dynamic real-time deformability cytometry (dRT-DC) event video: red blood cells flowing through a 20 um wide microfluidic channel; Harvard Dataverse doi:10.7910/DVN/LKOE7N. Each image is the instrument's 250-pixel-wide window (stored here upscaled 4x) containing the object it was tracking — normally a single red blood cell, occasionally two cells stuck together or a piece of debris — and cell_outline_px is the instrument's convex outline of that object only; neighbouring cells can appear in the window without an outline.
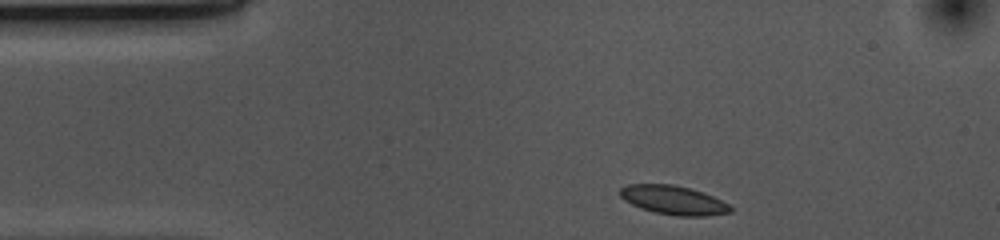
{"species": "common noctule bat (a hibernating species)", "species_latin": "Nyctalus noctula", "temperature_condition": "cold", "stored_images_in_passage": 35, "camera_frame_rate_fps": 3000, "um_per_image_px": 0.085, "animal": {"sex": "female", "body_mass_g": 10.0, "forearm_length_mm": 53.1}, "frame": {"image": 1, "passage_image": 1, "time_ms": 0.0, "image_size_px": [1000, 240], "cell_outline_px": [[732, 212], [704, 216], [676, 216], [656, 212], [632, 204], [624, 200], [620, 196], [620, 188], [628, 184], [672, 184], [704, 192], [728, 204], [732, 208]], "centroid_in_image_um": [57.25, 17.0], "position_along_channel_um": 27.8, "area_um2": 18.38}}
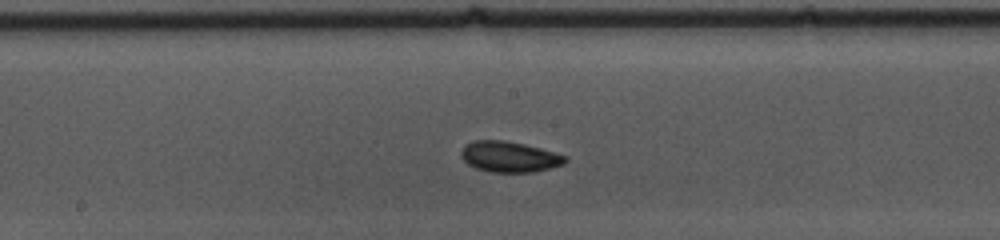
{"frame": {"image": 2, "passage_image": 19, "time_ms": 6.0, "image_size_px": [1000, 240], "cell_outline_px": [[568, 160], [564, 164], [532, 172], [492, 172], [476, 168], [468, 164], [460, 156], [460, 152], [472, 140], [504, 140], [524, 144], [540, 148], [568, 156]], "centroid_in_image_um": [43.31, 13.32], "position_along_channel_um": 204.9, "area_um2": 18.55}}
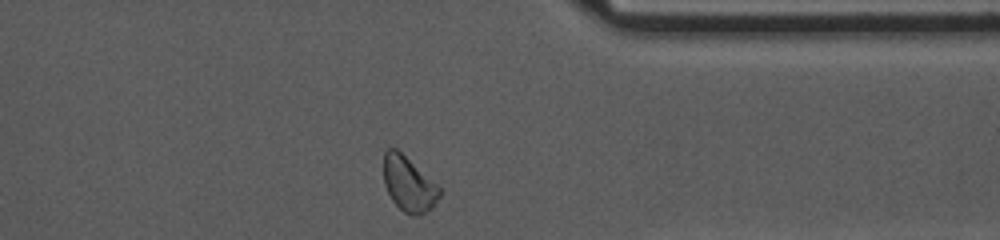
{"frame": {"image": 3, "passage_image": 34, "time_ms": 11.0, "image_size_px": [1000, 240], "cell_outline_px": [[444, 192], [432, 208], [420, 216], [416, 216], [404, 212], [392, 200], [384, 184], [384, 152], [388, 148], [396, 148], [436, 184]], "centroid_in_image_um": [34.76, 15.67], "position_along_channel_um": 376.6, "area_um2": 17.74}, "authors_computed_cell_mechanics": {"area_um2": 17.8602, "velocity_mm_per_s": 3.6432, "shape_relaxation_time_tau1_ms": 1.7932, "shape_relaxation_time_tau2_ms": 2.4006, "deformation_change_tau1": 0.0792, "deformation_change_tau2": 0.0699}}